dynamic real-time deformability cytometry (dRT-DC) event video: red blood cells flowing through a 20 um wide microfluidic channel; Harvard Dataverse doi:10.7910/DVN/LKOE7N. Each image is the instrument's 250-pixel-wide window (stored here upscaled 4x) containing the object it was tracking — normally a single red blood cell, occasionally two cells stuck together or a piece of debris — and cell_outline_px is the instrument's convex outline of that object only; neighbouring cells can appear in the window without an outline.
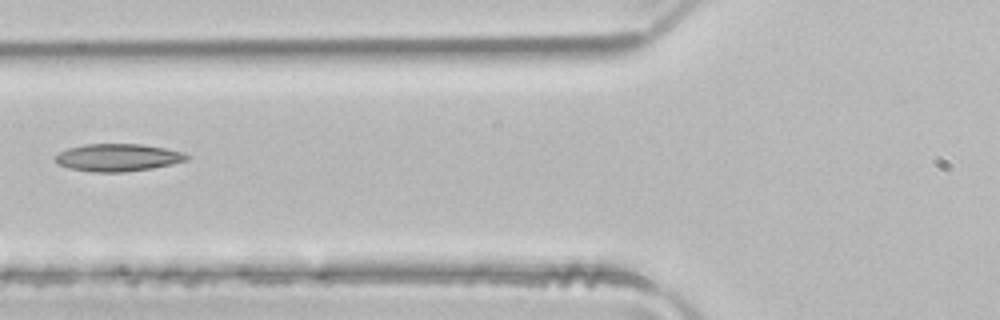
{"species": "common noctule bat (a hibernating species)", "species_latin": "Nyctalus noctula", "temperature_condition": "room temperature", "stored_images_in_passage": 7, "camera_frame_rate_fps": 3000, "um_per_image_px": 0.085, "animal": {"sex": "male", "body_mass_g": 21.5, "forearm_length_mm": 52.0}, "frame": {"image": 1, "passage_image": 6, "time_ms": 1.667, "image_size_px": [1000, 320], "cell_outline_px": [[192, 156], [188, 160], [172, 164], [152, 168], [120, 172], [96, 172], [68, 168], [60, 164], [56, 160], [56, 156], [60, 152], [68, 148], [84, 144], [140, 144], [164, 148], [184, 152]], "centroid_in_image_um": [10.07, 13.38], "position_along_channel_um": 115.7, "area_um2": 20.92}}
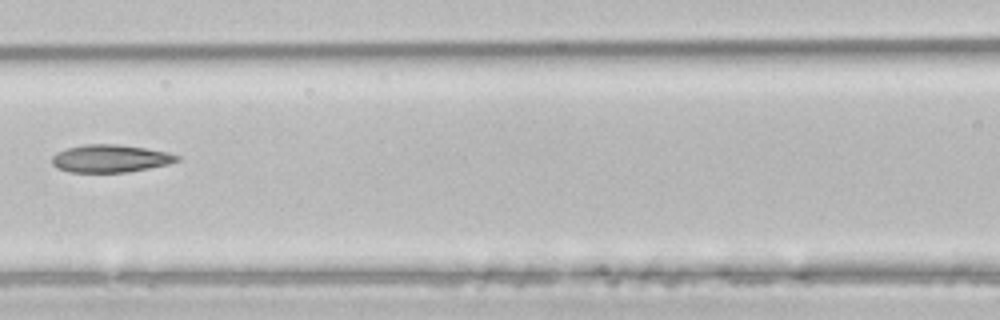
{"frame": {"image": 2, "passage_image": 7, "time_ms": 2.0, "image_size_px": [1000, 320], "cell_outline_px": [[180, 160], [168, 164], [128, 172], [68, 172], [56, 168], [52, 164], [52, 156], [56, 152], [68, 148], [84, 144], [116, 144], [144, 148], [168, 152], [180, 156]], "centroid_in_image_um": [9.36, 13.47], "position_along_channel_um": 157.2, "area_um2": 20.17}}